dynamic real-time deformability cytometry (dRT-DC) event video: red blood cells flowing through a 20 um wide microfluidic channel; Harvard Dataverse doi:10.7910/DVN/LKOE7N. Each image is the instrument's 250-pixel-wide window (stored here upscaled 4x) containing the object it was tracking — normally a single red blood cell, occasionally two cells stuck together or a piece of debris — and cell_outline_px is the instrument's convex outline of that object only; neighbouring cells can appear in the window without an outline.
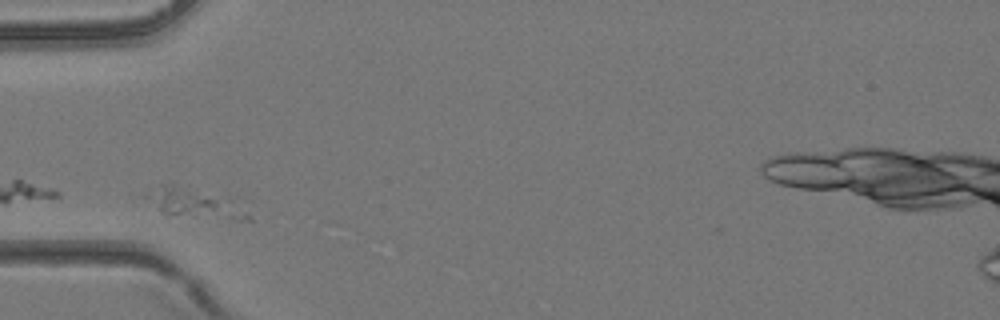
{"species": "common noctule bat (a hibernating species)", "species_latin": "Nyctalus noctula", "temperature_condition": "room temperature", "stored_images_in_passage": 1, "camera_frame_rate_fps": 3000, "um_per_image_px": 0.085, "animal": {"sex": "female", "body_mass_g": 24.6, "forearm_length_mm": 56.2}, "frame": {"image": 1, "passage_image": 1, "time_ms": 0.0, "image_size_px": [1000, 320], "cell_outline_px": [[232, 200], [224, 208], [180, 212], [160, 212], [144, 200], [144, 196], [160, 184], [188, 184]], "centroid_in_image_um": [15.63, 16.89], "position_along_channel_um": 69.4, "area_um2": 12.77}}